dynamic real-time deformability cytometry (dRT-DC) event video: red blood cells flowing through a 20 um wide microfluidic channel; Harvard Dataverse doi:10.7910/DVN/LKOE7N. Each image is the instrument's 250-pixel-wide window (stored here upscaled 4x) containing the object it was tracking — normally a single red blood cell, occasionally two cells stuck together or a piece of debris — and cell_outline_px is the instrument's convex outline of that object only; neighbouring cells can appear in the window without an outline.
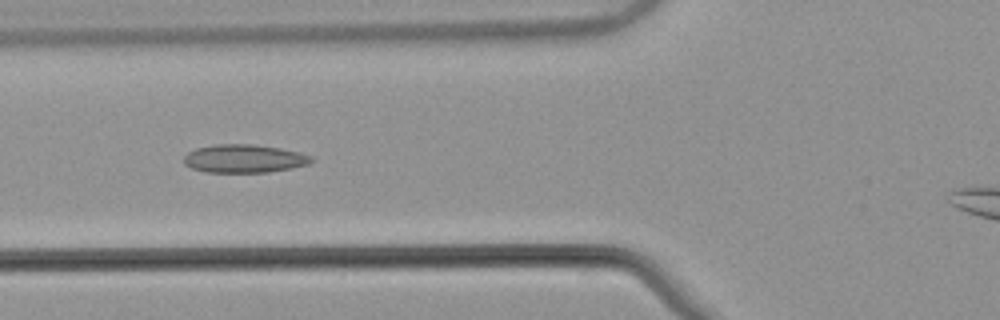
{"species": "common noctule bat (a hibernating species)", "species_latin": "Nyctalus noctula", "temperature_condition": "warm", "stored_images_in_passage": 40, "camera_frame_rate_fps": 3000, "um_per_image_px": 0.085, "animal": {"sex": "male", "body_mass_g": 21.5, "forearm_length_mm": 52.0}, "frame": {"image": 1, "passage_image": 12, "time_ms": 3.667, "image_size_px": [1000, 320], "cell_outline_px": [[312, 160], [308, 164], [292, 168], [268, 172], [208, 172], [192, 168], [184, 164], [184, 156], [188, 152], [196, 148], [216, 144], [252, 144], [280, 148], [300, 152], [312, 156]], "centroid_in_image_um": [20.75, 13.48], "position_along_channel_um": 105.0, "area_um2": 20.92}}
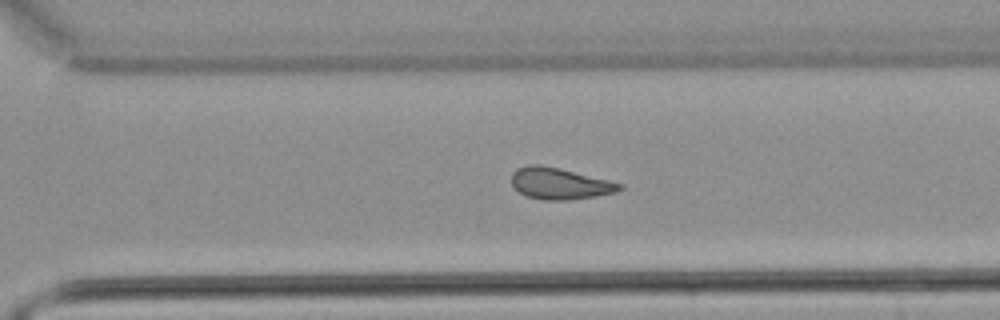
{"frame": {"image": 2, "passage_image": 29, "time_ms": 9.333, "image_size_px": [1000, 320], "cell_outline_px": [[624, 188], [616, 192], [596, 196], [568, 200], [544, 200], [528, 196], [520, 192], [512, 184], [512, 172], [528, 164], [540, 164], [560, 168], [624, 184]], "centroid_in_image_um": [47.6, 15.6], "position_along_channel_um": 323.0, "area_um2": 19.71}}
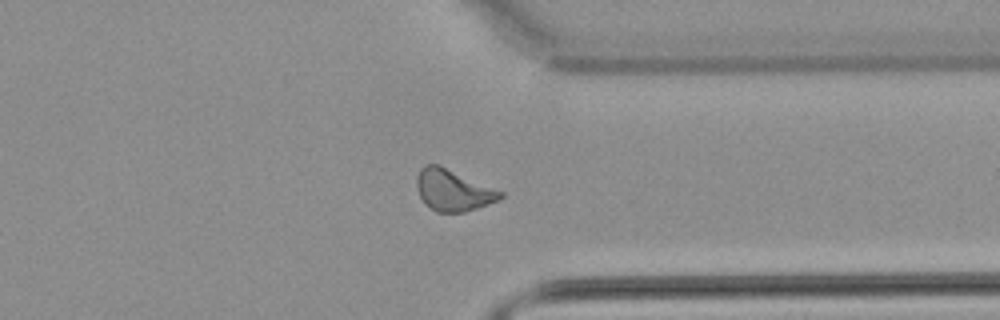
{"frame": {"image": 3, "passage_image": 33, "time_ms": 10.667, "image_size_px": [1000, 320], "cell_outline_px": [[504, 196], [496, 200], [476, 208], [464, 212], [436, 212], [424, 204], [416, 188], [416, 180], [420, 168], [424, 164], [436, 164], [504, 192]], "centroid_in_image_um": [38.46, 16.17], "position_along_channel_um": 372.9, "area_um2": 19.88}}